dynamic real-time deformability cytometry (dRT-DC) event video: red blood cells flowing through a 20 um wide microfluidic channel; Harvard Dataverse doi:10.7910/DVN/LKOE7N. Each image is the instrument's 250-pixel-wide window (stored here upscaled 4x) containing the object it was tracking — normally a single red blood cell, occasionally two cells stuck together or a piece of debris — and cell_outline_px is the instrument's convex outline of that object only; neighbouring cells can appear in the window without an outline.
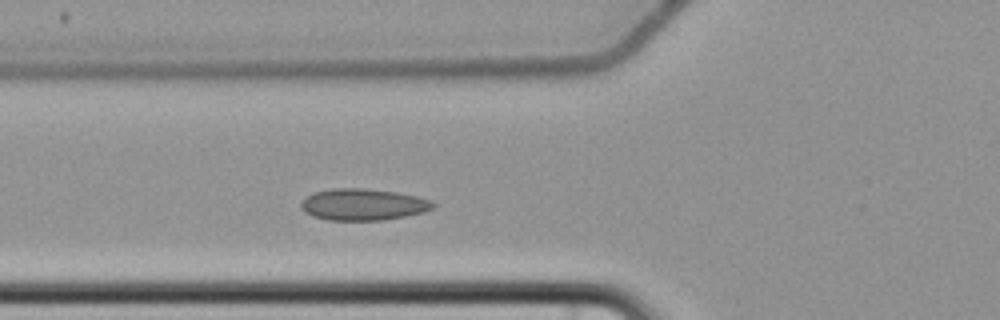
{"species": "common noctule bat (a hibernating species)", "species_latin": "Nyctalus noctula", "temperature_condition": "cold", "stored_images_in_passage": 3, "segment_of_instrument_passage": [1, 2], "camera_frame_rate_fps": 3000, "um_per_image_px": 0.085, "animal": {"sex": "female", "body_mass_g": 22.7, "forearm_length_mm": 54.2}, "frame": {"image": 1, "passage_image": 2, "time_ms": 1.0, "image_size_px": [1000, 320], "cell_outline_px": [[436, 208], [424, 212], [384, 220], [328, 220], [312, 216], [304, 212], [300, 208], [300, 204], [308, 196], [316, 192], [332, 188], [364, 188], [396, 192], [416, 196], [432, 200], [436, 204]], "centroid_in_image_um": [30.89, 17.39], "position_along_channel_um": 94.9, "area_um2": 24.39}}